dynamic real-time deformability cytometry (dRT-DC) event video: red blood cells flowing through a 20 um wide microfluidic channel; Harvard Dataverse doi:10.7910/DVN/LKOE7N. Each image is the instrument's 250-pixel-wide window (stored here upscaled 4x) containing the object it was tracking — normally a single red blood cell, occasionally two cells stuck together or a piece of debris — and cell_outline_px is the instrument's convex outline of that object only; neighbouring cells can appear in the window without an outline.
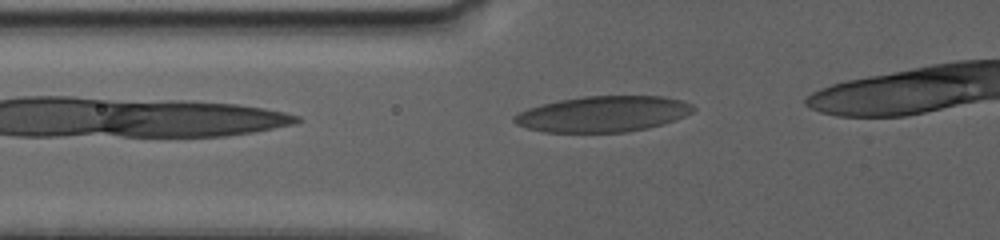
{"species": "human", "species_latin": "Homo sapiens", "temperature_condition": "warm", "stored_images_in_passage": 3, "camera_frame_rate_fps": 3000, "um_per_image_px": 0.085, "donor": {"sex": "female"}, "frame": {"image": 1, "passage_image": 3, "time_ms": 1.0, "image_size_px": [1000, 240], "cell_outline_px": [[696, 108], [692, 112], [676, 120], [664, 124], [648, 128], [624, 132], [544, 132], [528, 128], [516, 124], [512, 120], [512, 116], [528, 108], [560, 100], [584, 96], [664, 96], [680, 100], [692, 104]], "centroid_in_image_um": [51.28, 9.69], "position_along_channel_um": 74.5, "area_um2": 37.34}}